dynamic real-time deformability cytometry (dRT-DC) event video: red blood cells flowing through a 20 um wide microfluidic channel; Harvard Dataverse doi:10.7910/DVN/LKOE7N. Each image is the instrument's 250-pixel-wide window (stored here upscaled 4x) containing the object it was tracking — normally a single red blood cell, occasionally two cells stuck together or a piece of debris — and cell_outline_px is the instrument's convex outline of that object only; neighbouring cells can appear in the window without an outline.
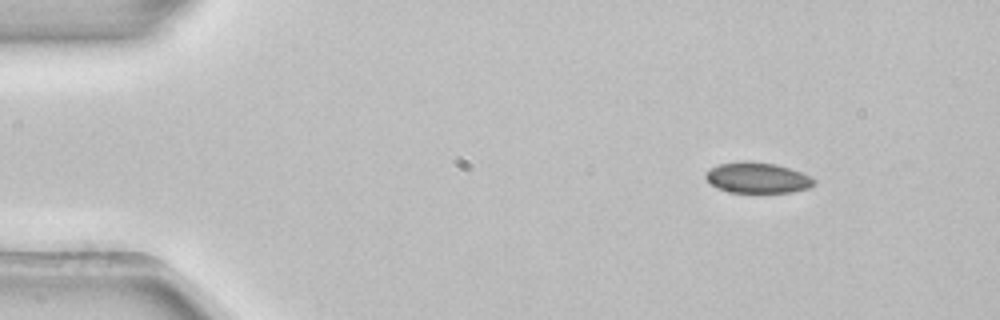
{"species": "common noctule bat (a hibernating species)", "species_latin": "Nyctalus noctula", "temperature_condition": "room temperature", "stored_images_in_passage": 5, "camera_frame_rate_fps": 3000, "um_per_image_px": 0.085, "animal": {"sex": "female", "body_mass_g": 22.7, "forearm_length_mm": 54.2}, "frame": {"image": 1, "passage_image": 1, "time_ms": 0.0, "image_size_px": [1000, 320], "cell_outline_px": [[816, 184], [808, 188], [792, 192], [728, 192], [716, 188], [704, 176], [712, 168], [720, 164], [744, 160], [776, 164], [800, 172], [816, 180]], "centroid_in_image_um": [64.39, 15.11], "position_along_channel_um": 20.6, "area_um2": 19.19}}
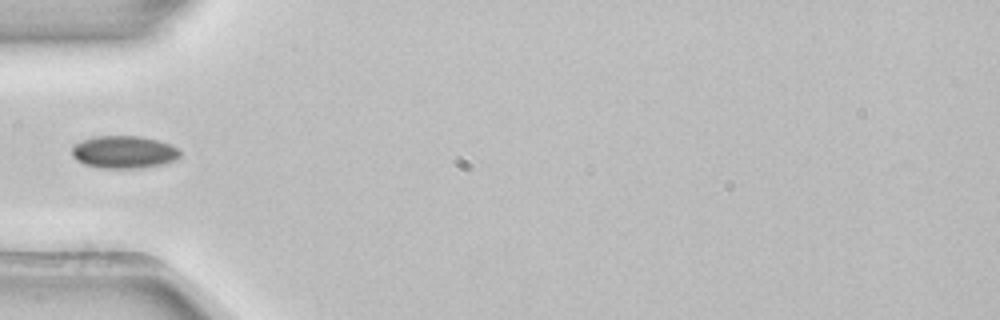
{"frame": {"image": 2, "passage_image": 4, "time_ms": 1.0, "image_size_px": [1000, 320], "cell_outline_px": [[180, 156], [176, 160], [160, 164], [136, 168], [100, 168], [84, 164], [76, 160], [72, 156], [72, 144], [80, 140], [96, 136], [140, 136], [160, 140], [176, 148], [180, 152]], "centroid_in_image_um": [10.48, 12.91], "position_along_channel_um": 74.5, "area_um2": 20.58}}